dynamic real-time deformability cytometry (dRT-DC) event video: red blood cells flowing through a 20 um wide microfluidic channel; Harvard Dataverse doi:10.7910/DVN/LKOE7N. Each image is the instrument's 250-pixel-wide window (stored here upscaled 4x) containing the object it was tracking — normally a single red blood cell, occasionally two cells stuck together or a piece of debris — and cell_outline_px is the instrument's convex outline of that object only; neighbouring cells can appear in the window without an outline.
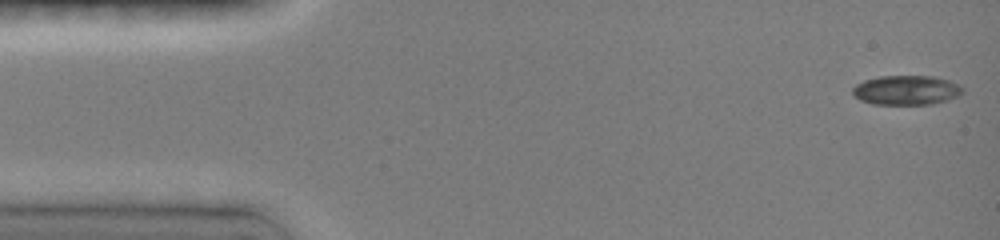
{"species": "common noctule bat (a hibernating species)", "species_latin": "Nyctalus noctula", "temperature_condition": "room temperature", "stored_images_in_passage": 9, "camera_frame_rate_fps": 3000, "um_per_image_px": 0.085, "animal": {"sex": "female", "body_mass_g": 19.0, "forearm_length_mm": 51.5}, "frame": {"image": 1, "passage_image": 1, "time_ms": 0.0, "image_size_px": [1000, 240], "cell_outline_px": [[964, 92], [948, 100], [932, 104], [872, 104], [860, 100], [852, 92], [852, 88], [856, 84], [864, 80], [880, 76], [932, 76], [948, 80], [964, 88]], "centroid_in_image_um": [77.03, 7.66], "position_along_channel_um": 8.0, "area_um2": 18.84}}
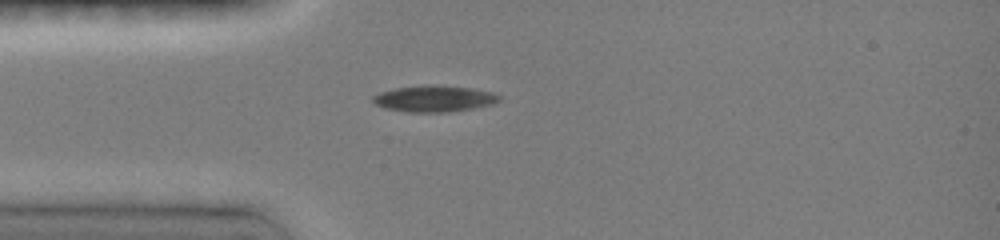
{"frame": {"image": 2, "passage_image": 6, "time_ms": 3.667, "image_size_px": [1000, 240], "cell_outline_px": [[500, 100], [492, 104], [472, 108], [444, 112], [408, 112], [384, 108], [376, 104], [372, 100], [372, 96], [380, 92], [396, 88], [424, 84], [472, 88], [492, 92], [500, 96]], "centroid_in_image_um": [36.87, 8.38], "position_along_channel_um": 48.1, "area_um2": 19.25}}
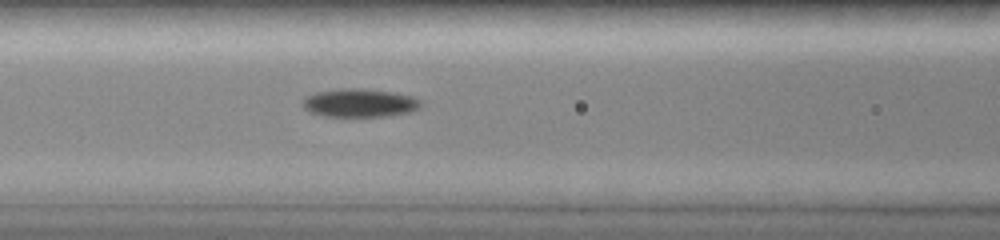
{"frame": {"image": 3, "passage_image": 9, "time_ms": 6.0, "image_size_px": [1000, 240], "cell_outline_px": [[424, 104], [420, 108], [412, 112], [388, 116], [324, 116], [308, 112], [304, 108], [304, 96], [316, 92], [340, 88], [360, 88], [392, 92], [412, 96], [420, 100]], "centroid_in_image_um": [30.59, 8.75], "position_along_channel_um": 136.0, "area_um2": 19.71}}